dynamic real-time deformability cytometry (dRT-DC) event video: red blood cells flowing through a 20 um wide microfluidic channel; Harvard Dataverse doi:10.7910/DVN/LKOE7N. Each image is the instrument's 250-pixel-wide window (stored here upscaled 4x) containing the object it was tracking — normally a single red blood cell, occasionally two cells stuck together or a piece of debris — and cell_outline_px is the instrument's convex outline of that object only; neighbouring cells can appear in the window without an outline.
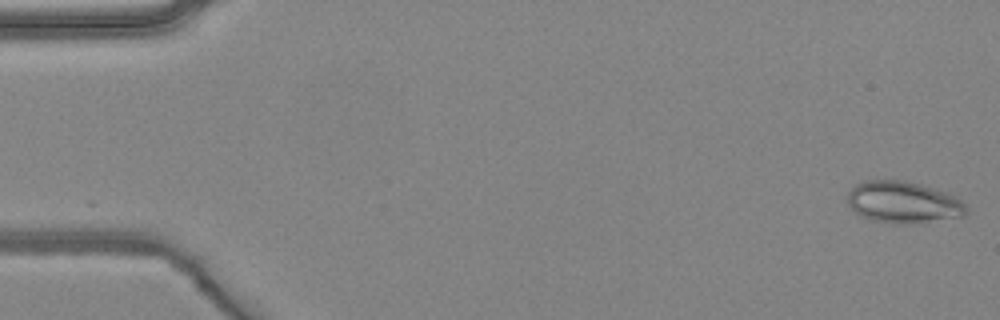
{"species": "common noctule bat (a hibernating species)", "species_latin": "Nyctalus noctula", "temperature_condition": "warm", "stored_images_in_passage": 4, "camera_frame_rate_fps": 3000, "um_per_image_px": 0.085, "animal": {"sex": "female", "body_mass_g": 24.6, "forearm_length_mm": 56.2}, "frame": {"image": 1, "passage_image": 1, "time_ms": 0.0, "image_size_px": [1000, 320], "cell_outline_px": [[968, 212], [964, 216], [904, 224], [892, 224], [868, 220], [856, 212], [848, 204], [848, 192], [856, 184], [864, 180], [904, 180], [920, 184], [948, 192], [956, 196], [968, 208]], "centroid_in_image_um": [76.77, 17.19], "position_along_channel_um": 8.2, "area_um2": 29.02}}